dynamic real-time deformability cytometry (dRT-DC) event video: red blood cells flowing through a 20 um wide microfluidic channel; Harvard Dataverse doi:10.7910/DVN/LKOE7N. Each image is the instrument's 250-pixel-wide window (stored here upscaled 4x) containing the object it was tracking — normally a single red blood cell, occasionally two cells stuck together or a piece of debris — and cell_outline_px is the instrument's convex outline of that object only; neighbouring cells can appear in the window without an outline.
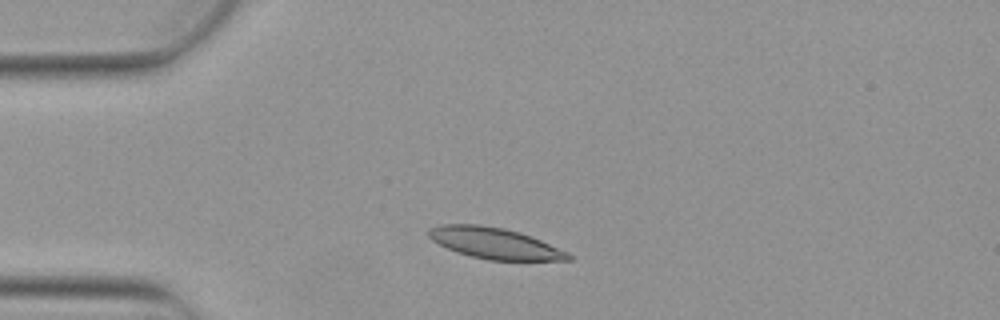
{"species": "Egyptian fruit bat (a non-hibernating species)", "species_latin": "Rousettus aegyptiacus", "temperature_condition": "warm", "stored_images_in_passage": 4, "camera_frame_rate_fps": 3000, "um_per_image_px": 0.085, "animal": {"sex": "female"}, "frame": {"image": 1, "passage_image": 2, "time_ms": 0.333, "image_size_px": [1000, 320], "cell_outline_px": [[572, 260], [488, 260], [456, 252], [432, 240], [428, 236], [428, 232], [432, 228], [440, 224], [480, 224], [504, 228], [520, 232], [540, 240], [568, 252], [572, 256]], "centroid_in_image_um": [42.05, 20.67], "position_along_channel_um": 43.0, "area_um2": 25.09}}
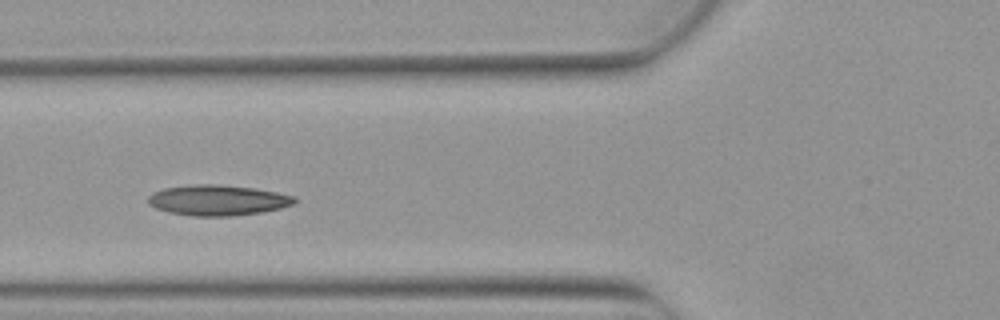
{"frame": {"image": 2, "passage_image": 4, "time_ms": 1.0, "image_size_px": [1000, 320], "cell_outline_px": [[296, 200], [292, 204], [280, 208], [260, 212], [232, 216], [192, 216], [168, 212], [156, 208], [148, 204], [148, 196], [152, 192], [164, 188], [192, 184], [216, 184], [256, 188], [296, 196]], "centroid_in_image_um": [18.48, 17.01], "position_along_channel_um": 107.3, "area_um2": 26.13}}